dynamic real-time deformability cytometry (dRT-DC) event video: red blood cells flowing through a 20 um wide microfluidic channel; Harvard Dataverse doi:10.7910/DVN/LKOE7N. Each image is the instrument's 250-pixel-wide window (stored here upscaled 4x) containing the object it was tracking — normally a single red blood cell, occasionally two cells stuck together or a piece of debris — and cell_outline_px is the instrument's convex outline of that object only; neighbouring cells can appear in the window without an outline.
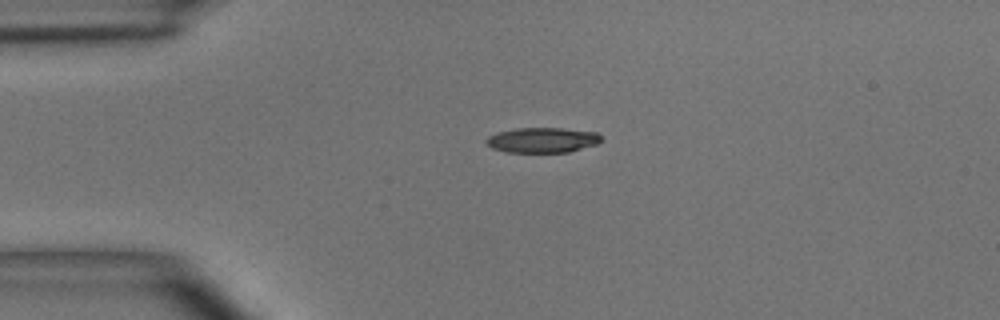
{"species": "common noctule bat (a hibernating species)", "species_latin": "Nyctalus noctula", "temperature_condition": "room temperature", "stored_images_in_passage": 40, "camera_frame_rate_fps": 3000, "um_per_image_px": 0.085, "animal": {"sex": "male", "body_mass_g": 15.6}, "frame": {"image": 1, "passage_image": 1, "time_ms": 0.0, "image_size_px": [1000, 320], "cell_outline_px": [[604, 140], [596, 144], [568, 152], [508, 152], [492, 148], [484, 140], [488, 136], [496, 132], [516, 128], [560, 128], [596, 132]], "centroid_in_image_um": [46.09, 11.9], "position_along_channel_um": 38.9, "area_um2": 16.82}}
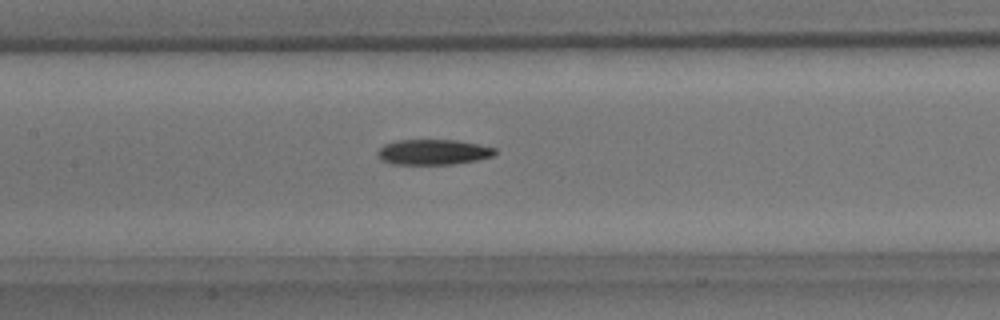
{"frame": {"image": 2, "passage_image": 13, "time_ms": 4.0, "image_size_px": [1000, 320], "cell_outline_px": [[496, 152], [492, 156], [476, 160], [452, 164], [392, 164], [380, 160], [376, 152], [384, 144], [396, 140], [456, 140], [496, 148]], "centroid_in_image_um": [36.77, 12.92], "position_along_channel_um": 170.6, "area_um2": 17.28}}
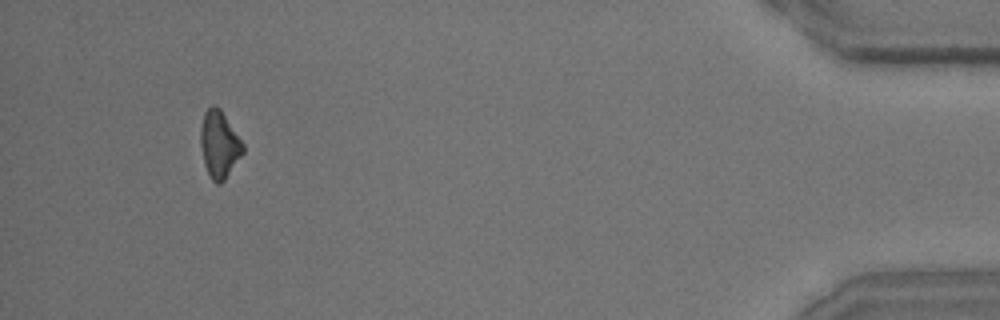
{"frame": {"image": 3, "passage_image": 37, "time_ms": 12.0, "image_size_px": [1000, 320], "cell_outline_px": [[244, 152], [224, 180], [220, 184], [216, 184], [212, 180], [204, 164], [200, 144], [200, 128], [204, 112], [212, 104], [220, 108], [244, 144]], "centroid_in_image_um": [18.63, 12.26], "position_along_channel_um": 416.6, "area_um2": 16.53}, "authors_computed_cell_mechanics": {"area_um2": 17.051, "velocity_mm_per_s": 3.9424, "shape_relaxation_time_tau1_ms": 3.9571, "shape_relaxation_time_tau2_ms": null, "deformation_change_tau1": 0.116, "deformation_change_tau2": null}}